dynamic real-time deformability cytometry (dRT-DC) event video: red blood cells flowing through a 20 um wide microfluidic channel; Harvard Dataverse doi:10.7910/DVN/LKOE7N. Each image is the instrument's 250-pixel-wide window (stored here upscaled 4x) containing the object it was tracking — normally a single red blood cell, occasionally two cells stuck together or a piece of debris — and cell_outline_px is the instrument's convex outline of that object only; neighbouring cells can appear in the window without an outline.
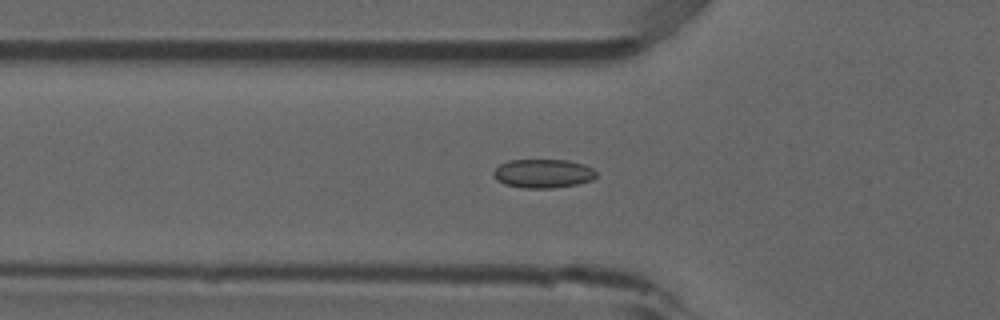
{"species": "common noctule bat (a hibernating species)", "species_latin": "Nyctalus noctula", "temperature_condition": "room temperature", "stored_images_in_passage": 54, "camera_frame_rate_fps": 3000, "um_per_image_px": 0.085, "animal": {"sex": "male", "forearm_length_mm": 52.5}, "frame": {"image": 1, "passage_image": 18, "time_ms": 5.667, "image_size_px": [1000, 320], "cell_outline_px": [[596, 176], [592, 180], [580, 184], [552, 188], [524, 188], [504, 184], [496, 180], [492, 176], [492, 172], [500, 164], [508, 160], [568, 160], [584, 164], [592, 168], [596, 172]], "centroid_in_image_um": [46.15, 14.75], "position_along_channel_um": 79.7, "area_um2": 17.46}}
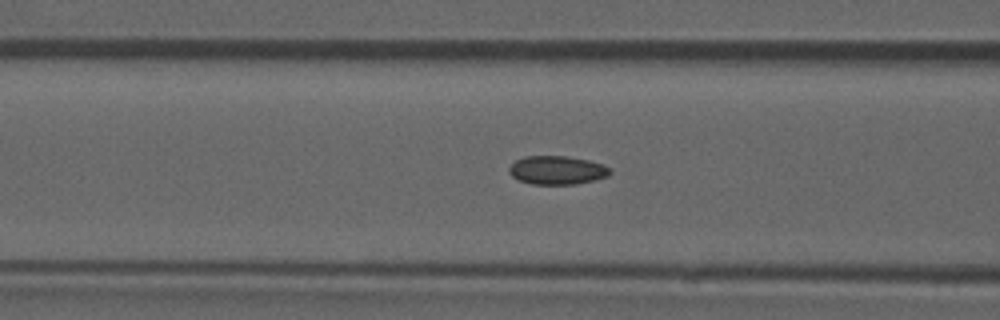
{"frame": {"image": 2, "passage_image": 21, "time_ms": 6.667, "image_size_px": [1000, 320], "cell_outline_px": [[612, 172], [608, 176], [576, 184], [532, 184], [520, 180], [512, 176], [508, 172], [508, 168], [516, 160], [524, 156], [568, 156], [588, 160], [604, 164], [612, 168]], "centroid_in_image_um": [47.37, 14.45], "position_along_channel_um": 119.2, "area_um2": 16.88}}
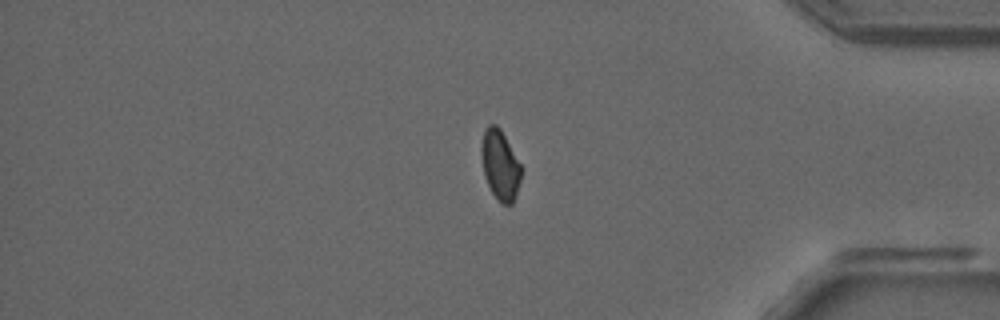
{"frame": {"image": 3, "passage_image": 44, "time_ms": 14.333, "image_size_px": [1000, 320], "cell_outline_px": [[520, 180], [512, 204], [500, 204], [492, 192], [484, 176], [480, 152], [480, 148], [484, 128], [488, 124], [496, 124], [500, 128], [520, 164]], "centroid_in_image_um": [42.46, 14.0], "position_along_channel_um": 392.7, "area_um2": 16.07}, "authors_computed_cell_mechanics": {"area_um2": 16.9065, "velocity_mm_per_s": 3.905, "shape_relaxation_time_tau1_ms": null, "shape_relaxation_time_tau2_ms": 2.1853, "deformation_change_tau1": null, "deformation_change_tau2": 0.0654}}